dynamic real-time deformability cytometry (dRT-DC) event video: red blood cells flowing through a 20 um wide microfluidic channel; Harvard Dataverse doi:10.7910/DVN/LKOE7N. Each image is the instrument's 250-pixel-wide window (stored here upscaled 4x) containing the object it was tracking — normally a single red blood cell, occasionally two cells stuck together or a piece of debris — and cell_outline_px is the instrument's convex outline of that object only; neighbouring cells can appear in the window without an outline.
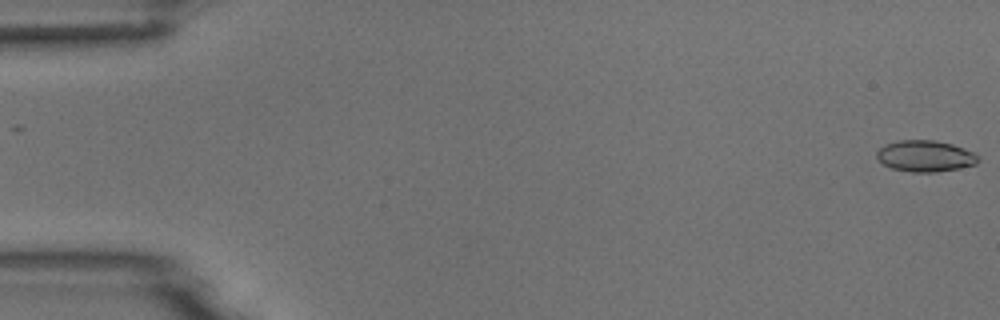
{"species": "common noctule bat (a hibernating species)", "species_latin": "Nyctalus noctula", "temperature_condition": "room temperature", "stored_images_in_passage": 5, "camera_frame_rate_fps": 3000, "um_per_image_px": 0.085, "animal": {"sex": "male", "body_mass_g": 18.8}, "frame": {"image": 1, "passage_image": 1, "time_ms": 0.0, "image_size_px": [1000, 320], "cell_outline_px": [[980, 160], [976, 164], [960, 168], [936, 172], [912, 172], [892, 168], [884, 164], [876, 156], [876, 152], [884, 144], [900, 140], [936, 140], [952, 144], [976, 152]], "centroid_in_image_um": [78.68, 13.26], "position_along_channel_um": 6.3, "area_um2": 18.61}}